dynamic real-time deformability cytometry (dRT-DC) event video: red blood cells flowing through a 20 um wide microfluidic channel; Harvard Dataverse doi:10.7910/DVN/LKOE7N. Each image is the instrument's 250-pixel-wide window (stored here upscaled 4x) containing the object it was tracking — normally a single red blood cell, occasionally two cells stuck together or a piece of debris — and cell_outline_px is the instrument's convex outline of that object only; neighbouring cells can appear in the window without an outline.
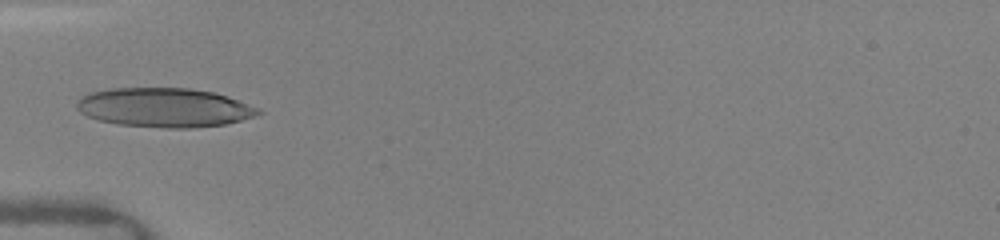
{"species": "human", "species_latin": "Homo sapiens", "temperature_condition": "warm", "stored_images_in_passage": 73, "camera_frame_rate_fps": 3000, "um_per_image_px": 0.085, "donor": {"sex": "female"}, "frame": {"image": 1, "passage_image": 1, "time_ms": 0.0, "image_size_px": [1000, 240], "cell_outline_px": [[264, 112], [256, 116], [224, 124], [192, 128], [164, 128], [116, 124], [100, 120], [88, 116], [80, 112], [76, 108], [76, 104], [84, 96], [92, 92], [112, 88], [188, 88], [212, 92], [228, 96], [256, 108]], "centroid_in_image_um": [13.97, 9.15], "position_along_channel_um": 71.0, "area_um2": 41.15}}
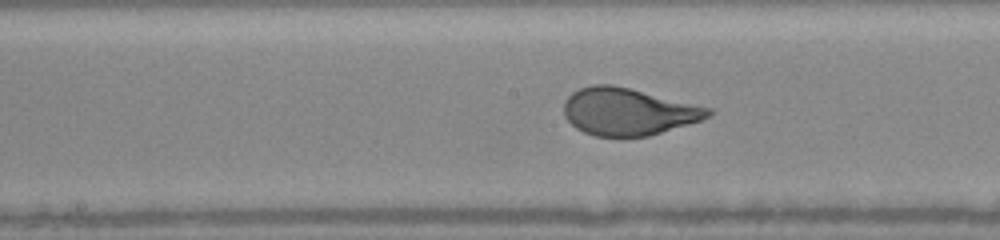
{"frame": {"image": 2, "passage_image": 22, "time_ms": 3.0, "image_size_px": [1000, 240], "cell_outline_px": [[716, 112], [700, 120], [648, 136], [624, 140], [620, 140], [596, 136], [584, 132], [576, 128], [568, 120], [564, 112], [564, 100], [572, 92], [580, 88], [592, 84], [612, 84], [712, 108]], "centroid_in_image_um": [53.36, 9.52], "position_along_channel_um": 194.8, "area_um2": 40.17}}
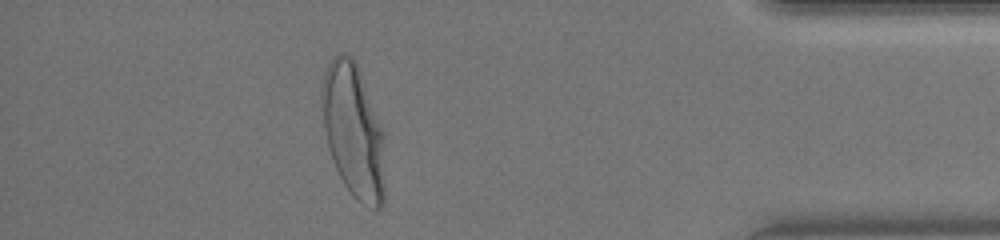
{"frame": {"image": 3, "passage_image": 60, "time_ms": 9.0, "image_size_px": [1000, 240], "cell_outline_px": [[384, 204], [380, 208], [372, 208], [356, 200], [352, 196], [344, 184], [336, 168], [328, 148], [324, 128], [320, 100], [320, 88], [324, 72], [332, 56], [340, 52], [344, 52], [352, 56], [356, 60], [384, 136]], "centroid_in_image_um": [30.01, 11.1], "position_along_channel_um": 405.2, "area_um2": 49.59}, "authors_computed_cell_mechanics": {"area_um2": 40.6912, "velocity_mm_per_s": 4.1114, "shape_relaxation_time_tau1_ms": 2.8665, "shape_relaxation_time_tau2_ms": null, "deformation_change_tau1": 0.1775, "deformation_change_tau2": null}}